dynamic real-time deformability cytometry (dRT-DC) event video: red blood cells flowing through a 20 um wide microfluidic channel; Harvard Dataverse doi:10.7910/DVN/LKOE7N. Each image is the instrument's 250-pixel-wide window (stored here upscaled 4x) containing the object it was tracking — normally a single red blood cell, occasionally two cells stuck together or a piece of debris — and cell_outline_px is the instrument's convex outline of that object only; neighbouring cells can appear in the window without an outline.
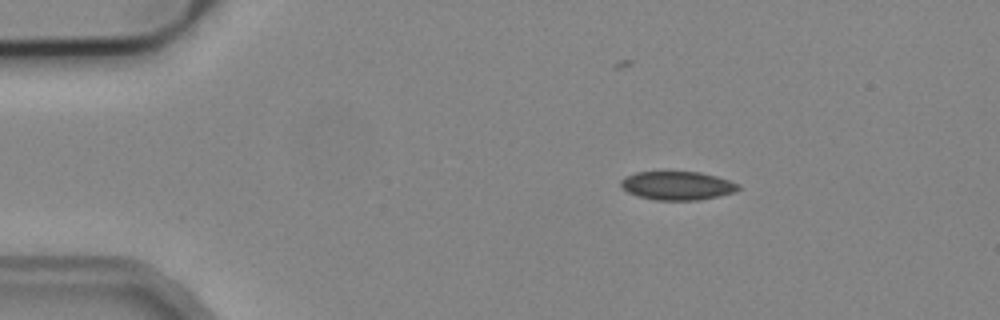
{"species": "common noctule bat (a hibernating species)", "species_latin": "Nyctalus noctula", "temperature_condition": "cold", "stored_images_in_passage": 3, "camera_frame_rate_fps": 3000, "um_per_image_px": 0.085, "animal": {"sex": "male", "body_mass_g": 19.2, "forearm_length_mm": 51.8}, "frame": {"image": 1, "passage_image": 1, "time_ms": 0.0, "image_size_px": [1000, 320], "cell_outline_px": [[740, 188], [736, 192], [696, 200], [656, 200], [636, 196], [628, 192], [620, 184], [620, 180], [624, 176], [636, 172], [700, 172], [716, 176], [740, 184]], "centroid_in_image_um": [57.55, 15.77], "position_along_channel_um": 27.4, "area_um2": 19.54}}
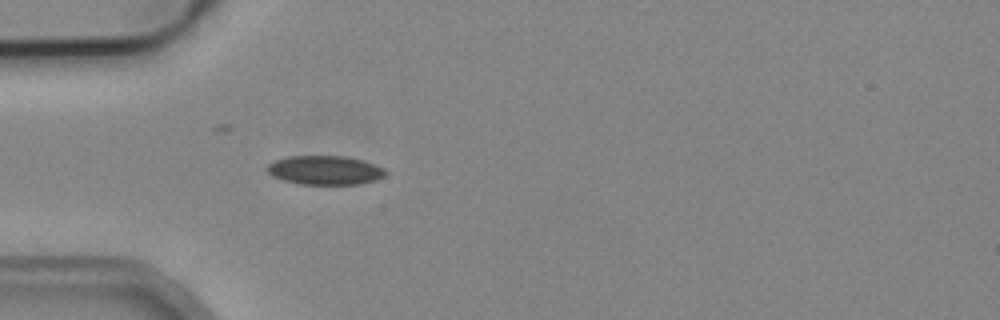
{"frame": {"image": 2, "passage_image": 3, "time_ms": 2.333, "image_size_px": [1000, 320], "cell_outline_px": [[388, 172], [384, 176], [376, 180], [360, 184], [300, 184], [284, 180], [272, 176], [264, 168], [268, 164], [276, 160], [288, 156], [344, 156], [364, 160], [384, 168]], "centroid_in_image_um": [27.63, 14.46], "position_along_channel_um": 57.4, "area_um2": 20.11}}